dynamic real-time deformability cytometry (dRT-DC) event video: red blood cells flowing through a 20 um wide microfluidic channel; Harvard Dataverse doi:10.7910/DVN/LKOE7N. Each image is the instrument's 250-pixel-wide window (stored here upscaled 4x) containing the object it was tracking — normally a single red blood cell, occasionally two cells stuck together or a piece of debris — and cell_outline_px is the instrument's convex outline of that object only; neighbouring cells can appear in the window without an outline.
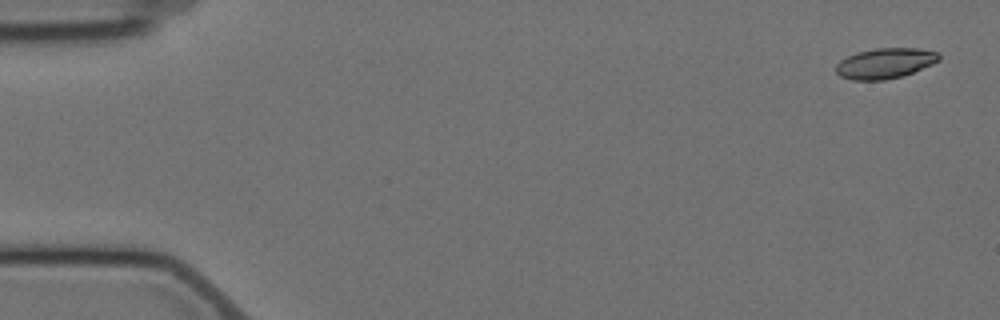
{"species": "Egyptian fruit bat (a non-hibernating species)", "species_latin": "Rousettus aegyptiacus", "temperature_condition": "cold", "stored_images_in_passage": 5, "camera_frame_rate_fps": 3000, "um_per_image_px": 0.085, "animal": {"sex": "female"}, "frame": {"image": 1, "passage_image": 1, "time_ms": 0.0, "image_size_px": [1000, 320], "cell_outline_px": [[940, 60], [932, 64], [904, 76], [884, 80], [852, 80], [840, 76], [836, 72], [836, 64], [840, 60], [856, 52], [876, 48], [916, 48], [940, 52]], "centroid_in_image_um": [75.24, 5.38], "position_along_channel_um": 9.8, "area_um2": 18.38}}
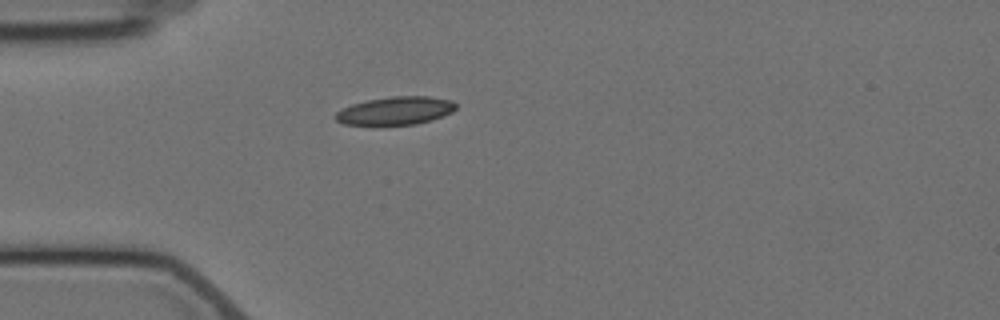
{"frame": {"image": 2, "passage_image": 5, "time_ms": 4.667, "image_size_px": [1000, 320], "cell_outline_px": [[456, 108], [452, 112], [432, 120], [416, 124], [372, 128], [344, 124], [336, 120], [332, 116], [336, 112], [352, 104], [368, 100], [392, 96], [428, 96], [452, 100], [456, 104]], "centroid_in_image_um": [33.55, 9.46], "position_along_channel_um": 51.4, "area_um2": 20.58}}